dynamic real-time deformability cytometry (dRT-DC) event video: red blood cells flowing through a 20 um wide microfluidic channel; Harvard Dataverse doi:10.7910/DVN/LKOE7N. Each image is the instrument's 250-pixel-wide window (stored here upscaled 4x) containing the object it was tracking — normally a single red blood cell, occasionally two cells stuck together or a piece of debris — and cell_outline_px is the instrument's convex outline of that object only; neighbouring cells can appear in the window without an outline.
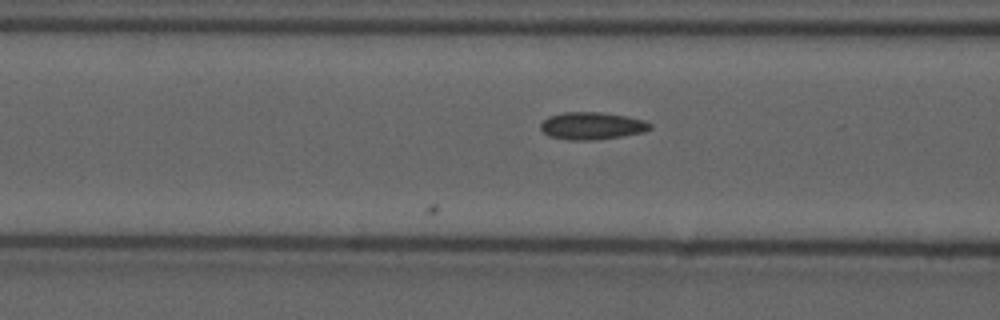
{"species": "common noctule bat (a hibernating species)", "species_latin": "Nyctalus noctula", "temperature_condition": "cold", "stored_images_in_passage": 12, "camera_frame_rate_fps": 3000, "um_per_image_px": 0.085, "animal": {"sex": "male", "forearm_length_mm": 52.5}, "frame": {"image": 1, "passage_image": 12, "time_ms": 3.667, "image_size_px": [1000, 320], "cell_outline_px": [[652, 128], [644, 132], [624, 136], [592, 140], [568, 140], [548, 136], [540, 128], [540, 124], [548, 116], [564, 112], [600, 112], [624, 116], [644, 120], [652, 124]], "centroid_in_image_um": [50.31, 10.7], "position_along_channel_um": 116.3, "area_um2": 17.51}}